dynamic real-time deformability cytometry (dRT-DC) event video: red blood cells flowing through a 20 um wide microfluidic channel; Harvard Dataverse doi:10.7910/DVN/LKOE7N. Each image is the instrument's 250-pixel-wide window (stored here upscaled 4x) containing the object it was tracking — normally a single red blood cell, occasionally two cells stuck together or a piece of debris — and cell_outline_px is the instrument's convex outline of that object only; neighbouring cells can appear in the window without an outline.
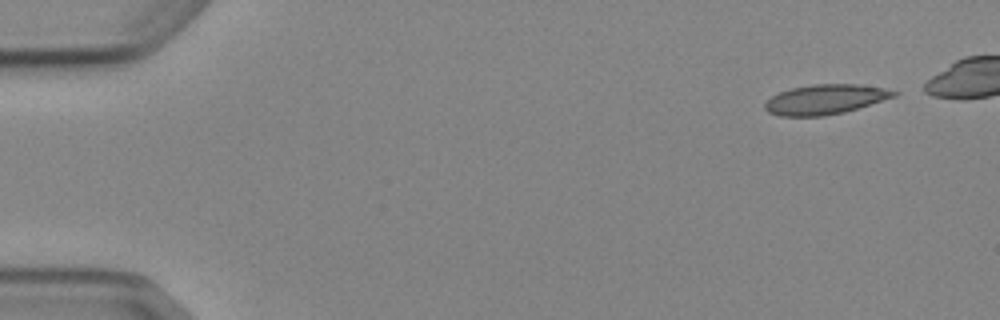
{"species": "Egyptian fruit bat (a non-hibernating species)", "species_latin": "Rousettus aegyptiacus", "temperature_condition": "cold", "stored_images_in_passage": 6, "camera_frame_rate_fps": 3000, "um_per_image_px": 0.085, "animal": {"sex": "female"}, "frame": {"image": 1, "passage_image": 1, "time_ms": 0.0, "image_size_px": [1000, 320], "cell_outline_px": [[900, 92], [896, 96], [844, 112], [824, 116], [780, 116], [768, 112], [764, 108], [764, 104], [772, 96], [780, 92], [792, 88], [812, 84], [856, 84], [884, 88]], "centroid_in_image_um": [70.14, 8.45], "position_along_channel_um": 14.9, "area_um2": 22.25}}
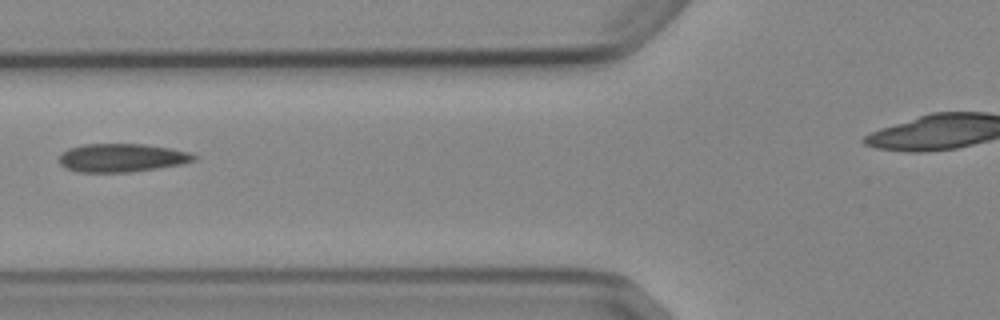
{"frame": {"image": 2, "passage_image": 6, "time_ms": 5.667, "image_size_px": [1000, 320], "cell_outline_px": [[196, 160], [180, 164], [132, 172], [76, 172], [64, 168], [60, 164], [60, 156], [68, 148], [84, 144], [144, 144], [172, 148], [188, 152], [196, 156]], "centroid_in_image_um": [10.33, 13.41], "position_along_channel_um": 115.5, "area_um2": 22.25}}